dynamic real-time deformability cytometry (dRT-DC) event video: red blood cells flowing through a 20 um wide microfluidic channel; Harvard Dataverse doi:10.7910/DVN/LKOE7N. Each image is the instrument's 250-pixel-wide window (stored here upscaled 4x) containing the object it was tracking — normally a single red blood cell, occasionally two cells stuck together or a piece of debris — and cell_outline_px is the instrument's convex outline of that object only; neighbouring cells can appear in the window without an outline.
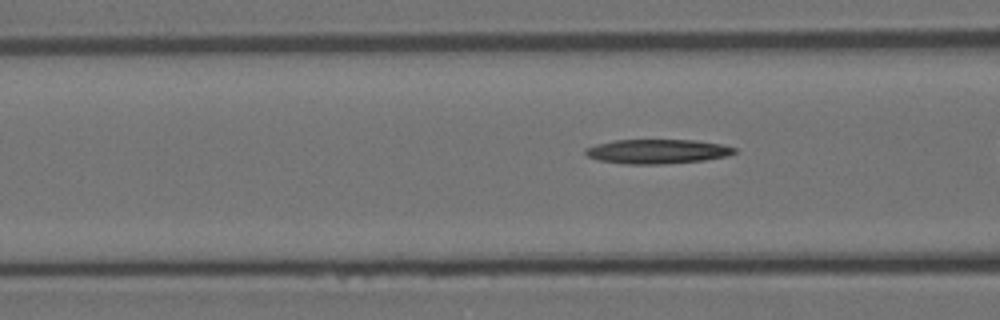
{"species": "Egyptian fruit bat (a non-hibernating species)", "species_latin": "Rousettus aegyptiacus", "temperature_condition": "room temperature", "stored_images_in_passage": 7, "segment_of_instrument_passage": [2, 2], "camera_frame_rate_fps": 3000, "um_per_image_px": 0.085, "animal": {"sex": "female"}, "frame": {"image": 1, "passage_image": 7, "time_ms": 2.0, "image_size_px": [1000, 320], "cell_outline_px": [[736, 152], [728, 156], [704, 160], [660, 164], [628, 164], [600, 160], [588, 156], [584, 152], [584, 148], [596, 144], [616, 140], [696, 140], [720, 144], [736, 148]], "centroid_in_image_um": [55.87, 12.87], "position_along_channel_um": 110.7, "area_um2": 21.04}}